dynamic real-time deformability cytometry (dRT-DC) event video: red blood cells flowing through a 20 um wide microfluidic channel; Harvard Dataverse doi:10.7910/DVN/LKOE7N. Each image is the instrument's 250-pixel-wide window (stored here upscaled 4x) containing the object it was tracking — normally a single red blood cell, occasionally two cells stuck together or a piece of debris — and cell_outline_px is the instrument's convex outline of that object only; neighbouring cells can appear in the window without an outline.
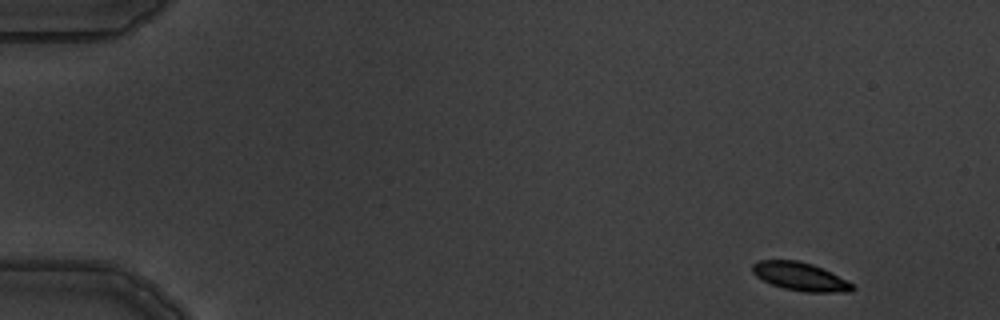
{"species": "common noctule bat (a hibernating species)", "species_latin": "Nyctalus noctula", "temperature_condition": "warm", "stored_images_in_passage": 6, "camera_frame_rate_fps": 3000, "um_per_image_px": 0.085, "animal": {"sex": "male", "body_mass_g": 19.5, "forearm_length_mm": 54.6}, "frame": {"image": 1, "passage_image": 1, "time_ms": 0.0, "image_size_px": [1000, 320], "cell_outline_px": [[856, 288], [852, 292], [804, 292], [784, 288], [772, 284], [756, 276], [752, 272], [752, 264], [756, 260], [796, 260], [812, 264], [852, 284]], "centroid_in_image_um": [67.97, 23.51], "position_along_channel_um": 17.0, "area_um2": 16.18}}
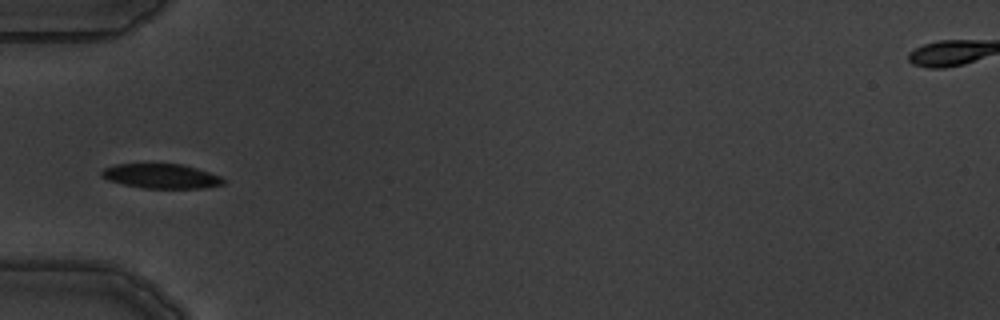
{"frame": {"image": 2, "passage_image": 5, "time_ms": 4.667, "image_size_px": [1000, 320], "cell_outline_px": [[224, 184], [204, 188], [144, 188], [124, 184], [108, 180], [100, 176], [100, 172], [104, 168], [116, 164], [184, 164], [220, 176], [224, 180]], "centroid_in_image_um": [13.69, 14.97], "position_along_channel_um": 71.3, "area_um2": 17.34}}